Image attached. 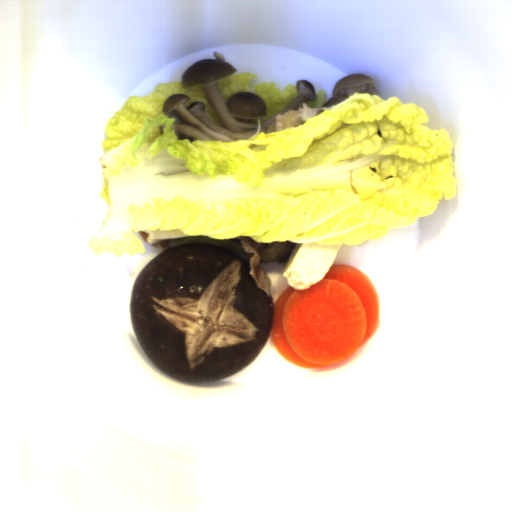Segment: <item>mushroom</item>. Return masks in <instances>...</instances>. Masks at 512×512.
<instances>
[{"instance_id": "mushroom-1", "label": "mushroom", "mask_w": 512, "mask_h": 512, "mask_svg": "<svg viewBox=\"0 0 512 512\" xmlns=\"http://www.w3.org/2000/svg\"><path fill=\"white\" fill-rule=\"evenodd\" d=\"M249 268L227 247L192 242L161 251L139 271L131 326L160 371L190 384L211 382L256 360L275 307Z\"/></svg>"}]
</instances>
